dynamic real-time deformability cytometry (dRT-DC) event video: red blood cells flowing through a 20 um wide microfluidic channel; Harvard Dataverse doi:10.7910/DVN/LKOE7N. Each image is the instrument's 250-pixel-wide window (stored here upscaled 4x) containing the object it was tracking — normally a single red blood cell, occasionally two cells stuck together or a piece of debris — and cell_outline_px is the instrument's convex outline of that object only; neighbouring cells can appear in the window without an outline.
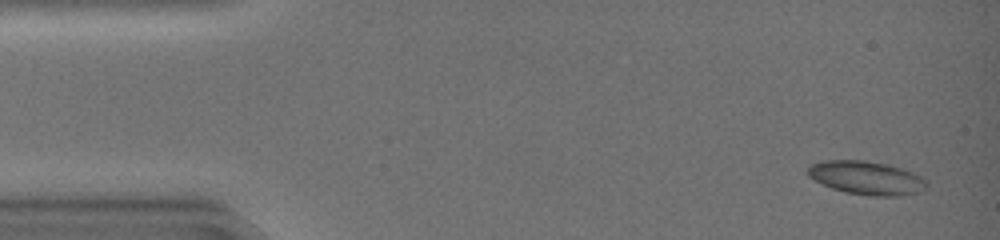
{"species": "common noctule bat (a hibernating species)", "species_latin": "Nyctalus noctula", "temperature_condition": "warm", "stored_images_in_passage": 12, "camera_frame_rate_fps": 3000, "um_per_image_px": 0.085, "animal": {"sex": "female", "body_mass_g": 19.0, "forearm_length_mm": 51.5}, "frame": {"image": 1, "passage_image": 3, "time_ms": 0.667, "image_size_px": [1000, 240], "cell_outline_px": [[916, 180], [904, 192], [892, 196], [876, 196], [848, 192], [832, 188], [816, 180], [808, 172], [808, 168], [812, 164], [832, 160], [860, 160], [880, 164], [896, 168], [908, 172], [916, 176]], "centroid_in_image_um": [73.29, 15.07], "position_along_channel_um": 11.7, "area_um2": 20.29}}